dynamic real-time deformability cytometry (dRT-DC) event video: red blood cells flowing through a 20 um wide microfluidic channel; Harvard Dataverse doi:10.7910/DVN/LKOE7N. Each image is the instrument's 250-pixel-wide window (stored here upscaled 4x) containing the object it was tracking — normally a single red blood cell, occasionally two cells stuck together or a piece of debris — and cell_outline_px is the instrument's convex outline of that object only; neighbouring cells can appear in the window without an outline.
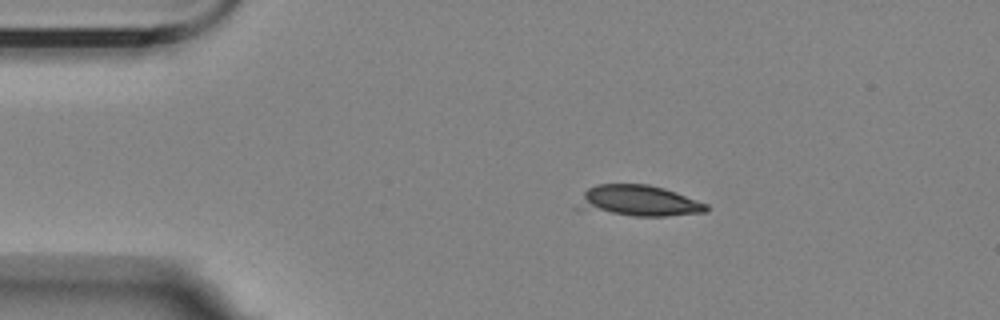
{"species": "Egyptian fruit bat (a non-hibernating species)", "species_latin": "Rousettus aegyptiacus", "temperature_condition": "room temperature", "stored_images_in_passage": 6, "camera_frame_rate_fps": 3000, "um_per_image_px": 0.085, "animal": {"sex": "female"}, "frame": {"image": 1, "passage_image": 1, "time_ms": 0.0, "image_size_px": [1000, 320], "cell_outline_px": [[708, 212], [668, 216], [636, 216], [572, 208], [584, 192], [588, 188], [596, 184], [648, 184], [664, 188], [676, 192], [708, 204]], "centroid_in_image_um": [54.26, 17.07], "position_along_channel_um": 30.7, "area_um2": 23.35}}